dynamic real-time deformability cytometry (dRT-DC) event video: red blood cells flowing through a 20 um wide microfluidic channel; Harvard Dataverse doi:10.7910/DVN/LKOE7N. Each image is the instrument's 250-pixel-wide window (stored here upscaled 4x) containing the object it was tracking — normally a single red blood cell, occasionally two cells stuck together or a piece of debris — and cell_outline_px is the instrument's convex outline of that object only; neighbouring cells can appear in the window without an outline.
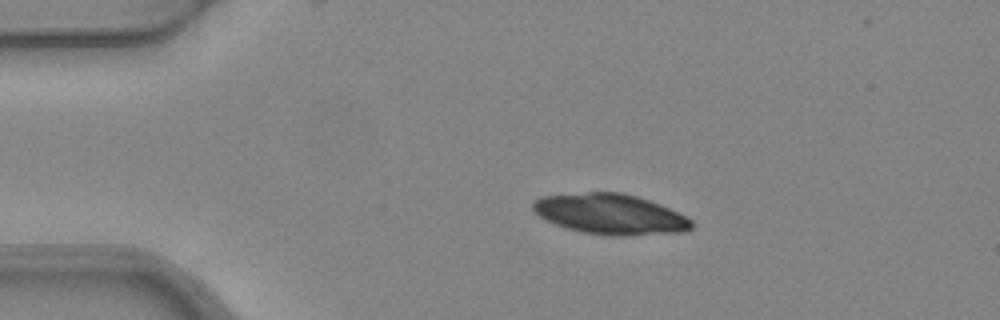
{"species": "common noctule bat (a hibernating species)", "species_latin": "Nyctalus noctula", "temperature_condition": "warm", "stored_images_in_passage": 2, "camera_frame_rate_fps": 3000, "um_per_image_px": 0.085, "animal": {"sex": "female", "body_mass_g": 24.6, "forearm_length_mm": 56.2}, "frame": {"image": 1, "passage_image": 2, "time_ms": 0.333, "image_size_px": [1000, 320], "cell_outline_px": [[692, 228], [688, 232], [624, 236], [608, 236], [580, 232], [556, 224], [540, 216], [532, 208], [532, 204], [540, 196], [588, 192], [620, 192], [636, 196], [660, 204], [692, 220]], "centroid_in_image_um": [51.9, 18.21], "position_along_channel_um": 33.1, "area_um2": 37.34}}